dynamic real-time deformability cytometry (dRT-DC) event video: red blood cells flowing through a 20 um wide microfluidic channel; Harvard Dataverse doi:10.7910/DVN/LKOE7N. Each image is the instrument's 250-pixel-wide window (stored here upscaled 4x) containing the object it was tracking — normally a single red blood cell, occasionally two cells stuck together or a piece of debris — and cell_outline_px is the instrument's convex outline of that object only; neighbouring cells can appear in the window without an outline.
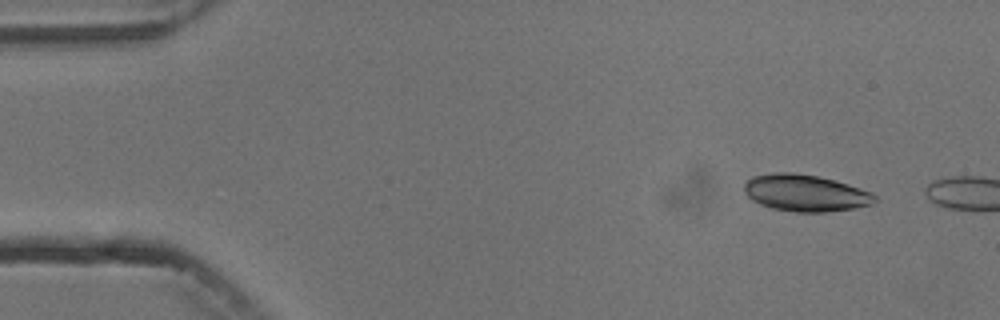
{"species": "common noctule bat (a hibernating species)", "species_latin": "Nyctalus noctula", "temperature_condition": "cold", "stored_images_in_passage": 2, "camera_frame_rate_fps": 3000, "um_per_image_px": 0.085, "animal": {"sex": "male", "body_mass_g": 13.3}, "frame": {"image": 1, "passage_image": 1, "time_ms": 0.0, "image_size_px": [1000, 320], "cell_outline_px": [[880, 200], [872, 204], [856, 208], [824, 212], [796, 212], [772, 208], [760, 204], [752, 200], [744, 192], [744, 184], [752, 176], [772, 172], [792, 172], [816, 176], [848, 184], [872, 192]], "centroid_in_image_um": [68.47, 16.4], "position_along_channel_um": 16.5, "area_um2": 28.09}}